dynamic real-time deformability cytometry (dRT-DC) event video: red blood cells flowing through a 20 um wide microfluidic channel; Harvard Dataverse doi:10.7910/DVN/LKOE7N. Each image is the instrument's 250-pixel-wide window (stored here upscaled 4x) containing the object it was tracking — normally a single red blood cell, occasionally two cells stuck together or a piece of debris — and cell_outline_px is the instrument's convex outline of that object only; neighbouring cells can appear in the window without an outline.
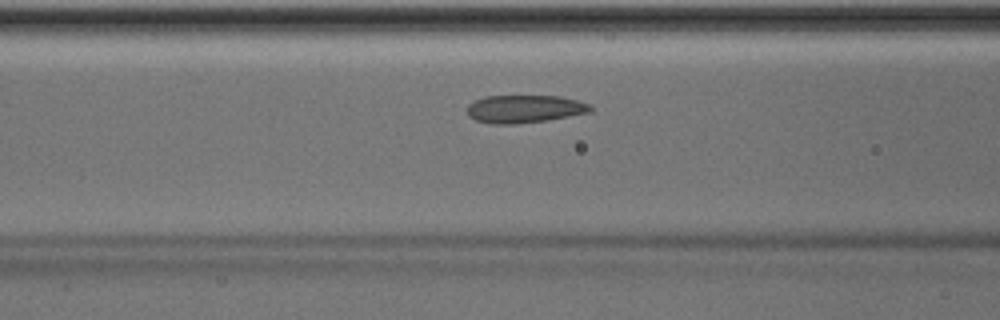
{"species": "Egyptian fruit bat (a non-hibernating species)", "species_latin": "Rousettus aegyptiacus", "temperature_condition": "room temperature", "stored_images_in_passage": 42, "camera_frame_rate_fps": 3000, "um_per_image_px": 0.085, "animal": {"sex": "male"}, "frame": {"image": 1, "passage_image": 12, "time_ms": 3.667, "image_size_px": [1000, 320], "cell_outline_px": [[592, 112], [548, 120], [512, 124], [492, 124], [476, 120], [468, 116], [468, 104], [484, 96], [560, 96], [592, 104]], "centroid_in_image_um": [44.61, 9.26], "position_along_channel_um": 122.0, "area_um2": 20.06}}
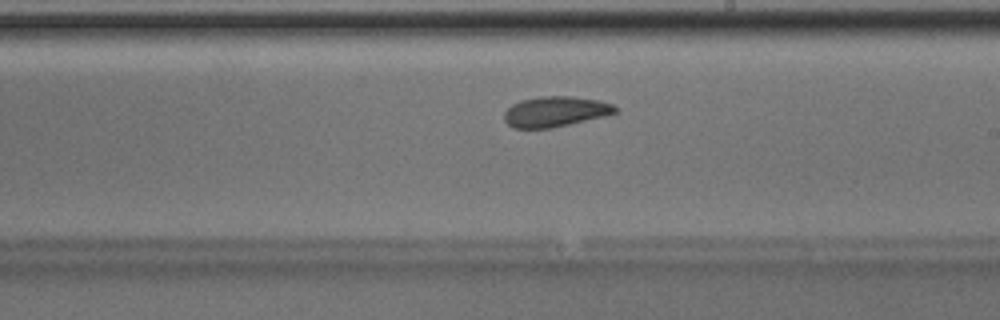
{"frame": {"image": 2, "passage_image": 21, "time_ms": 6.667, "image_size_px": [1000, 320], "cell_outline_px": [[620, 108], [616, 112], [608, 116], [552, 128], [512, 128], [504, 120], [504, 112], [512, 104], [520, 100], [540, 96], [572, 96], [596, 100], [612, 104]], "centroid_in_image_um": [47.22, 9.49], "position_along_channel_um": 241.8, "area_um2": 19.88}}
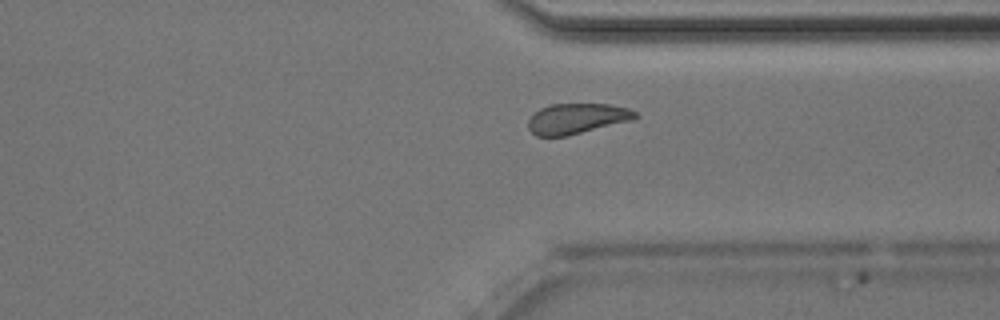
{"frame": {"image": 3, "passage_image": 30, "time_ms": 9.667, "image_size_px": [1000, 320], "cell_outline_px": [[640, 116], [632, 120], [564, 136], [536, 136], [528, 128], [528, 120], [540, 108], [548, 104], [608, 104], [628, 108], [636, 112]], "centroid_in_image_um": [49.03, 10.07], "position_along_channel_um": 362.4, "area_um2": 18.79}, "authors_computed_cell_mechanics": {"area_um2": 19.8832, "velocity_mm_per_s": 4.0015, "shape_relaxation_time_tau1_ms": 3.6698, "shape_relaxation_time_tau2_ms": 2.1274, "deformation_change_tau1": 0.1079, "deformation_change_tau2": 0.0672}}